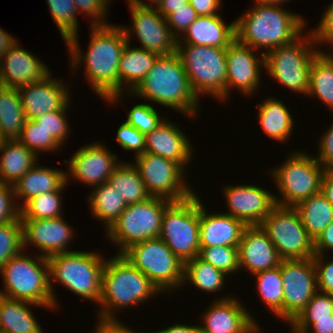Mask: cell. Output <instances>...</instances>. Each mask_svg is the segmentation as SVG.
Listing matches in <instances>:
<instances>
[{"label": "cell", "mask_w": 333, "mask_h": 333, "mask_svg": "<svg viewBox=\"0 0 333 333\" xmlns=\"http://www.w3.org/2000/svg\"><path fill=\"white\" fill-rule=\"evenodd\" d=\"M90 27L91 39L86 53L80 50L78 33L65 42L69 48L71 67L77 72L80 63L85 64L84 74L93 92L110 104H117L118 99L120 101L124 94L119 93L118 65L128 40L121 26L109 24Z\"/></svg>", "instance_id": "6da1fadb"}, {"label": "cell", "mask_w": 333, "mask_h": 333, "mask_svg": "<svg viewBox=\"0 0 333 333\" xmlns=\"http://www.w3.org/2000/svg\"><path fill=\"white\" fill-rule=\"evenodd\" d=\"M254 6L235 20V39L261 50L266 56L279 46L287 45L298 38L306 27L300 15L286 11L282 6L255 0Z\"/></svg>", "instance_id": "7a4b0ae2"}, {"label": "cell", "mask_w": 333, "mask_h": 333, "mask_svg": "<svg viewBox=\"0 0 333 333\" xmlns=\"http://www.w3.org/2000/svg\"><path fill=\"white\" fill-rule=\"evenodd\" d=\"M128 94L172 108L184 114V117L198 115L199 99L190 86L188 76L176 52L159 56L144 79Z\"/></svg>", "instance_id": "3957f363"}, {"label": "cell", "mask_w": 333, "mask_h": 333, "mask_svg": "<svg viewBox=\"0 0 333 333\" xmlns=\"http://www.w3.org/2000/svg\"><path fill=\"white\" fill-rule=\"evenodd\" d=\"M161 291L122 254L106 259L102 271L100 319H117L115 310L138 306Z\"/></svg>", "instance_id": "277c9868"}, {"label": "cell", "mask_w": 333, "mask_h": 333, "mask_svg": "<svg viewBox=\"0 0 333 333\" xmlns=\"http://www.w3.org/2000/svg\"><path fill=\"white\" fill-rule=\"evenodd\" d=\"M47 260L54 309L58 306V299L54 295L55 291L51 282L54 280L82 299L92 300L99 304L102 271L106 262L103 255L98 254L97 251H71L52 255Z\"/></svg>", "instance_id": "5b68a950"}, {"label": "cell", "mask_w": 333, "mask_h": 333, "mask_svg": "<svg viewBox=\"0 0 333 333\" xmlns=\"http://www.w3.org/2000/svg\"><path fill=\"white\" fill-rule=\"evenodd\" d=\"M31 259L22 251L10 258L0 270L3 291L0 295L9 299L28 301L46 307H54L49 284V263L40 255Z\"/></svg>", "instance_id": "8992f818"}, {"label": "cell", "mask_w": 333, "mask_h": 333, "mask_svg": "<svg viewBox=\"0 0 333 333\" xmlns=\"http://www.w3.org/2000/svg\"><path fill=\"white\" fill-rule=\"evenodd\" d=\"M226 51L227 48L214 46L177 44L176 53L198 99L206 94L225 102Z\"/></svg>", "instance_id": "52a82bcc"}, {"label": "cell", "mask_w": 333, "mask_h": 333, "mask_svg": "<svg viewBox=\"0 0 333 333\" xmlns=\"http://www.w3.org/2000/svg\"><path fill=\"white\" fill-rule=\"evenodd\" d=\"M304 33L305 31L293 42L270 51L265 56V70L282 86L307 95L311 63L321 50L316 49L318 45L311 31L303 35Z\"/></svg>", "instance_id": "ba28073f"}, {"label": "cell", "mask_w": 333, "mask_h": 333, "mask_svg": "<svg viewBox=\"0 0 333 333\" xmlns=\"http://www.w3.org/2000/svg\"><path fill=\"white\" fill-rule=\"evenodd\" d=\"M288 158L273 170L270 177L282 196L274 195L275 202L282 206L295 207L299 202L321 192L325 168L315 156L303 151H293Z\"/></svg>", "instance_id": "9c48e42d"}, {"label": "cell", "mask_w": 333, "mask_h": 333, "mask_svg": "<svg viewBox=\"0 0 333 333\" xmlns=\"http://www.w3.org/2000/svg\"><path fill=\"white\" fill-rule=\"evenodd\" d=\"M171 203L164 198L150 197L144 202L127 205L105 231L106 237L119 246L118 254L135 243L159 237L163 213Z\"/></svg>", "instance_id": "30bf717a"}, {"label": "cell", "mask_w": 333, "mask_h": 333, "mask_svg": "<svg viewBox=\"0 0 333 333\" xmlns=\"http://www.w3.org/2000/svg\"><path fill=\"white\" fill-rule=\"evenodd\" d=\"M122 255L149 278L161 292L183 286L184 263L160 238H150L127 248Z\"/></svg>", "instance_id": "8fae6325"}, {"label": "cell", "mask_w": 333, "mask_h": 333, "mask_svg": "<svg viewBox=\"0 0 333 333\" xmlns=\"http://www.w3.org/2000/svg\"><path fill=\"white\" fill-rule=\"evenodd\" d=\"M196 194L186 200L172 202L162 217L159 237L182 263L197 257L200 251V198Z\"/></svg>", "instance_id": "7c38bea8"}, {"label": "cell", "mask_w": 333, "mask_h": 333, "mask_svg": "<svg viewBox=\"0 0 333 333\" xmlns=\"http://www.w3.org/2000/svg\"><path fill=\"white\" fill-rule=\"evenodd\" d=\"M260 226L282 260L313 258L315 255L314 241L295 207L276 204Z\"/></svg>", "instance_id": "4fadbf2b"}, {"label": "cell", "mask_w": 333, "mask_h": 333, "mask_svg": "<svg viewBox=\"0 0 333 333\" xmlns=\"http://www.w3.org/2000/svg\"><path fill=\"white\" fill-rule=\"evenodd\" d=\"M134 165L151 197L180 202L195 194L185 181L186 170L172 160L145 152L135 157Z\"/></svg>", "instance_id": "5bb4252c"}, {"label": "cell", "mask_w": 333, "mask_h": 333, "mask_svg": "<svg viewBox=\"0 0 333 333\" xmlns=\"http://www.w3.org/2000/svg\"><path fill=\"white\" fill-rule=\"evenodd\" d=\"M283 321L291 323L318 291L317 272L313 258L282 260Z\"/></svg>", "instance_id": "9a60e30c"}, {"label": "cell", "mask_w": 333, "mask_h": 333, "mask_svg": "<svg viewBox=\"0 0 333 333\" xmlns=\"http://www.w3.org/2000/svg\"><path fill=\"white\" fill-rule=\"evenodd\" d=\"M133 23L123 27L128 41L137 36L139 48L156 53L159 56L171 55L176 52L177 38L172 34L164 18L155 7L128 4ZM133 29V30H132ZM135 33V34H134ZM134 34V35H131Z\"/></svg>", "instance_id": "2e32d148"}, {"label": "cell", "mask_w": 333, "mask_h": 333, "mask_svg": "<svg viewBox=\"0 0 333 333\" xmlns=\"http://www.w3.org/2000/svg\"><path fill=\"white\" fill-rule=\"evenodd\" d=\"M64 162L69 167V171H65L67 184L71 175L73 180L95 187L108 182L121 161L117 154L111 153L103 143L95 142L81 147L71 156L70 161Z\"/></svg>", "instance_id": "e0dca14e"}, {"label": "cell", "mask_w": 333, "mask_h": 333, "mask_svg": "<svg viewBox=\"0 0 333 333\" xmlns=\"http://www.w3.org/2000/svg\"><path fill=\"white\" fill-rule=\"evenodd\" d=\"M250 46L239 43L236 39L227 47L226 100L232 88L246 96L259 90L261 67L265 69V56L256 53ZM258 55V57H257Z\"/></svg>", "instance_id": "ac0fdd59"}, {"label": "cell", "mask_w": 333, "mask_h": 333, "mask_svg": "<svg viewBox=\"0 0 333 333\" xmlns=\"http://www.w3.org/2000/svg\"><path fill=\"white\" fill-rule=\"evenodd\" d=\"M201 333H258V322L238 299L225 296L214 299L203 313Z\"/></svg>", "instance_id": "d6986e66"}, {"label": "cell", "mask_w": 333, "mask_h": 333, "mask_svg": "<svg viewBox=\"0 0 333 333\" xmlns=\"http://www.w3.org/2000/svg\"><path fill=\"white\" fill-rule=\"evenodd\" d=\"M22 223L23 251L28 245L39 249L38 254L48 258L68 250L74 238L73 228L62 216L50 219H20ZM69 244V245H68Z\"/></svg>", "instance_id": "ffe728a7"}, {"label": "cell", "mask_w": 333, "mask_h": 333, "mask_svg": "<svg viewBox=\"0 0 333 333\" xmlns=\"http://www.w3.org/2000/svg\"><path fill=\"white\" fill-rule=\"evenodd\" d=\"M228 215L247 226L260 225L276 205L274 194L257 185H228L223 189Z\"/></svg>", "instance_id": "44dd1931"}, {"label": "cell", "mask_w": 333, "mask_h": 333, "mask_svg": "<svg viewBox=\"0 0 333 333\" xmlns=\"http://www.w3.org/2000/svg\"><path fill=\"white\" fill-rule=\"evenodd\" d=\"M48 75L40 82L18 87L26 119L34 120L51 111L65 109L70 105L67 84Z\"/></svg>", "instance_id": "7402d4cb"}, {"label": "cell", "mask_w": 333, "mask_h": 333, "mask_svg": "<svg viewBox=\"0 0 333 333\" xmlns=\"http://www.w3.org/2000/svg\"><path fill=\"white\" fill-rule=\"evenodd\" d=\"M31 51L23 49L16 43L0 58L1 86L18 88L30 83L44 80L50 71Z\"/></svg>", "instance_id": "603a6c76"}, {"label": "cell", "mask_w": 333, "mask_h": 333, "mask_svg": "<svg viewBox=\"0 0 333 333\" xmlns=\"http://www.w3.org/2000/svg\"><path fill=\"white\" fill-rule=\"evenodd\" d=\"M238 251L240 270L245 268L252 275L276 268L282 261L260 225L247 226L244 229Z\"/></svg>", "instance_id": "cb8c5ba5"}, {"label": "cell", "mask_w": 333, "mask_h": 333, "mask_svg": "<svg viewBox=\"0 0 333 333\" xmlns=\"http://www.w3.org/2000/svg\"><path fill=\"white\" fill-rule=\"evenodd\" d=\"M178 125L167 118L153 131L145 135V152L172 160L187 169L192 161V144Z\"/></svg>", "instance_id": "d4e9b609"}, {"label": "cell", "mask_w": 333, "mask_h": 333, "mask_svg": "<svg viewBox=\"0 0 333 333\" xmlns=\"http://www.w3.org/2000/svg\"><path fill=\"white\" fill-rule=\"evenodd\" d=\"M246 227L242 220L223 212L208 214L200 200V248L238 246Z\"/></svg>", "instance_id": "484cf974"}, {"label": "cell", "mask_w": 333, "mask_h": 333, "mask_svg": "<svg viewBox=\"0 0 333 333\" xmlns=\"http://www.w3.org/2000/svg\"><path fill=\"white\" fill-rule=\"evenodd\" d=\"M221 15L198 16L177 44L227 48L235 40V21L226 24Z\"/></svg>", "instance_id": "4316f807"}, {"label": "cell", "mask_w": 333, "mask_h": 333, "mask_svg": "<svg viewBox=\"0 0 333 333\" xmlns=\"http://www.w3.org/2000/svg\"><path fill=\"white\" fill-rule=\"evenodd\" d=\"M65 182V172L35 164L13 185L15 201L24 200L18 208L35 196L58 190Z\"/></svg>", "instance_id": "83f0119b"}, {"label": "cell", "mask_w": 333, "mask_h": 333, "mask_svg": "<svg viewBox=\"0 0 333 333\" xmlns=\"http://www.w3.org/2000/svg\"><path fill=\"white\" fill-rule=\"evenodd\" d=\"M130 43L128 41L124 46L118 65L119 93L124 91L125 94L131 93L139 85L159 57L158 54L148 50L133 48Z\"/></svg>", "instance_id": "f1b7e54d"}, {"label": "cell", "mask_w": 333, "mask_h": 333, "mask_svg": "<svg viewBox=\"0 0 333 333\" xmlns=\"http://www.w3.org/2000/svg\"><path fill=\"white\" fill-rule=\"evenodd\" d=\"M29 306L54 310V307L9 299L0 295V333H44Z\"/></svg>", "instance_id": "f546056e"}, {"label": "cell", "mask_w": 333, "mask_h": 333, "mask_svg": "<svg viewBox=\"0 0 333 333\" xmlns=\"http://www.w3.org/2000/svg\"><path fill=\"white\" fill-rule=\"evenodd\" d=\"M0 181L14 185L39 161V156L18 139L5 140L0 145Z\"/></svg>", "instance_id": "4dcf8cb0"}, {"label": "cell", "mask_w": 333, "mask_h": 333, "mask_svg": "<svg viewBox=\"0 0 333 333\" xmlns=\"http://www.w3.org/2000/svg\"><path fill=\"white\" fill-rule=\"evenodd\" d=\"M258 122L269 138L279 142H287L293 131L294 122L290 110L280 100L265 98L257 104ZM287 140V141H286Z\"/></svg>", "instance_id": "1f68e13d"}, {"label": "cell", "mask_w": 333, "mask_h": 333, "mask_svg": "<svg viewBox=\"0 0 333 333\" xmlns=\"http://www.w3.org/2000/svg\"><path fill=\"white\" fill-rule=\"evenodd\" d=\"M295 208L299 212L302 224L313 241L333 222V206L322 192L299 202Z\"/></svg>", "instance_id": "d6a6232c"}, {"label": "cell", "mask_w": 333, "mask_h": 333, "mask_svg": "<svg viewBox=\"0 0 333 333\" xmlns=\"http://www.w3.org/2000/svg\"><path fill=\"white\" fill-rule=\"evenodd\" d=\"M25 122L18 89L0 86V132L5 140L18 139Z\"/></svg>", "instance_id": "836d02e7"}, {"label": "cell", "mask_w": 333, "mask_h": 333, "mask_svg": "<svg viewBox=\"0 0 333 333\" xmlns=\"http://www.w3.org/2000/svg\"><path fill=\"white\" fill-rule=\"evenodd\" d=\"M95 187L88 196L90 211L97 220L104 222L107 231L125 210L127 204L108 182Z\"/></svg>", "instance_id": "e575fe53"}, {"label": "cell", "mask_w": 333, "mask_h": 333, "mask_svg": "<svg viewBox=\"0 0 333 333\" xmlns=\"http://www.w3.org/2000/svg\"><path fill=\"white\" fill-rule=\"evenodd\" d=\"M108 183L120 193L127 205L144 202L151 197L133 163L120 162L109 177Z\"/></svg>", "instance_id": "d590c367"}, {"label": "cell", "mask_w": 333, "mask_h": 333, "mask_svg": "<svg viewBox=\"0 0 333 333\" xmlns=\"http://www.w3.org/2000/svg\"><path fill=\"white\" fill-rule=\"evenodd\" d=\"M330 53V54H329ZM318 97L333 111V54L321 50L313 59L307 96Z\"/></svg>", "instance_id": "8d00e7d4"}, {"label": "cell", "mask_w": 333, "mask_h": 333, "mask_svg": "<svg viewBox=\"0 0 333 333\" xmlns=\"http://www.w3.org/2000/svg\"><path fill=\"white\" fill-rule=\"evenodd\" d=\"M224 272L218 270L210 263L201 260L198 256L184 263L183 285L187 282L205 293H219L224 289L226 280ZM186 281V282H185Z\"/></svg>", "instance_id": "74e56055"}, {"label": "cell", "mask_w": 333, "mask_h": 333, "mask_svg": "<svg viewBox=\"0 0 333 333\" xmlns=\"http://www.w3.org/2000/svg\"><path fill=\"white\" fill-rule=\"evenodd\" d=\"M256 287L268 310L283 320V282L280 265L276 268L259 272L255 275Z\"/></svg>", "instance_id": "f35d334b"}, {"label": "cell", "mask_w": 333, "mask_h": 333, "mask_svg": "<svg viewBox=\"0 0 333 333\" xmlns=\"http://www.w3.org/2000/svg\"><path fill=\"white\" fill-rule=\"evenodd\" d=\"M66 185L65 182L56 191L42 193L28 200L20 208V219H50L62 216L61 193H63Z\"/></svg>", "instance_id": "ab89813d"}, {"label": "cell", "mask_w": 333, "mask_h": 333, "mask_svg": "<svg viewBox=\"0 0 333 333\" xmlns=\"http://www.w3.org/2000/svg\"><path fill=\"white\" fill-rule=\"evenodd\" d=\"M64 42L78 32L77 10L73 0H46Z\"/></svg>", "instance_id": "60d3db41"}, {"label": "cell", "mask_w": 333, "mask_h": 333, "mask_svg": "<svg viewBox=\"0 0 333 333\" xmlns=\"http://www.w3.org/2000/svg\"><path fill=\"white\" fill-rule=\"evenodd\" d=\"M18 140L37 156L41 152L56 151L60 144L48 134L35 120L26 119L22 133Z\"/></svg>", "instance_id": "b9f144b4"}, {"label": "cell", "mask_w": 333, "mask_h": 333, "mask_svg": "<svg viewBox=\"0 0 333 333\" xmlns=\"http://www.w3.org/2000/svg\"><path fill=\"white\" fill-rule=\"evenodd\" d=\"M198 257L227 275L240 271L238 246L200 248Z\"/></svg>", "instance_id": "7bdbcfd3"}, {"label": "cell", "mask_w": 333, "mask_h": 333, "mask_svg": "<svg viewBox=\"0 0 333 333\" xmlns=\"http://www.w3.org/2000/svg\"><path fill=\"white\" fill-rule=\"evenodd\" d=\"M23 250L22 223L18 216L13 221L0 224V270L12 257Z\"/></svg>", "instance_id": "ee69618b"}, {"label": "cell", "mask_w": 333, "mask_h": 333, "mask_svg": "<svg viewBox=\"0 0 333 333\" xmlns=\"http://www.w3.org/2000/svg\"><path fill=\"white\" fill-rule=\"evenodd\" d=\"M165 118L160 117L151 104H136L128 111L126 122L143 134H148L159 126Z\"/></svg>", "instance_id": "f6af8a7d"}, {"label": "cell", "mask_w": 333, "mask_h": 333, "mask_svg": "<svg viewBox=\"0 0 333 333\" xmlns=\"http://www.w3.org/2000/svg\"><path fill=\"white\" fill-rule=\"evenodd\" d=\"M69 107L68 105L65 109L51 111L34 119L48 134L52 135L61 146L70 135V127L66 115Z\"/></svg>", "instance_id": "bcb514c9"}, {"label": "cell", "mask_w": 333, "mask_h": 333, "mask_svg": "<svg viewBox=\"0 0 333 333\" xmlns=\"http://www.w3.org/2000/svg\"><path fill=\"white\" fill-rule=\"evenodd\" d=\"M333 296L317 291L307 306L297 315L295 319H323L332 318Z\"/></svg>", "instance_id": "7dc6e473"}, {"label": "cell", "mask_w": 333, "mask_h": 333, "mask_svg": "<svg viewBox=\"0 0 333 333\" xmlns=\"http://www.w3.org/2000/svg\"><path fill=\"white\" fill-rule=\"evenodd\" d=\"M145 134L139 132L126 121L122 123L116 133V141L124 150L133 151L134 157L145 153Z\"/></svg>", "instance_id": "c3c4849f"}, {"label": "cell", "mask_w": 333, "mask_h": 333, "mask_svg": "<svg viewBox=\"0 0 333 333\" xmlns=\"http://www.w3.org/2000/svg\"><path fill=\"white\" fill-rule=\"evenodd\" d=\"M77 12L87 13L90 20L91 26H107L110 23L106 21L108 15L110 0H73Z\"/></svg>", "instance_id": "681fc988"}, {"label": "cell", "mask_w": 333, "mask_h": 333, "mask_svg": "<svg viewBox=\"0 0 333 333\" xmlns=\"http://www.w3.org/2000/svg\"><path fill=\"white\" fill-rule=\"evenodd\" d=\"M198 15L193 7L188 3L185 6L176 9L166 17L167 25L172 34L177 38L181 37L186 29L197 19ZM176 31V32H175Z\"/></svg>", "instance_id": "f907efd6"}, {"label": "cell", "mask_w": 333, "mask_h": 333, "mask_svg": "<svg viewBox=\"0 0 333 333\" xmlns=\"http://www.w3.org/2000/svg\"><path fill=\"white\" fill-rule=\"evenodd\" d=\"M18 205L14 198L13 185L0 181V224L13 221L20 215Z\"/></svg>", "instance_id": "816d5d0a"}, {"label": "cell", "mask_w": 333, "mask_h": 333, "mask_svg": "<svg viewBox=\"0 0 333 333\" xmlns=\"http://www.w3.org/2000/svg\"><path fill=\"white\" fill-rule=\"evenodd\" d=\"M325 255H314L313 261L315 263L317 272L318 291L330 294L333 296V260L327 262ZM326 260V261H325ZM325 261V262H324Z\"/></svg>", "instance_id": "f5cc1de1"}, {"label": "cell", "mask_w": 333, "mask_h": 333, "mask_svg": "<svg viewBox=\"0 0 333 333\" xmlns=\"http://www.w3.org/2000/svg\"><path fill=\"white\" fill-rule=\"evenodd\" d=\"M333 2V1H332ZM326 7L322 13V18L318 26L312 30L311 34L316 44L327 42L333 46V3Z\"/></svg>", "instance_id": "db71d44e"}, {"label": "cell", "mask_w": 333, "mask_h": 333, "mask_svg": "<svg viewBox=\"0 0 333 333\" xmlns=\"http://www.w3.org/2000/svg\"><path fill=\"white\" fill-rule=\"evenodd\" d=\"M290 326L303 333H333V314L332 318L294 319Z\"/></svg>", "instance_id": "11a10c76"}, {"label": "cell", "mask_w": 333, "mask_h": 333, "mask_svg": "<svg viewBox=\"0 0 333 333\" xmlns=\"http://www.w3.org/2000/svg\"><path fill=\"white\" fill-rule=\"evenodd\" d=\"M319 140V154L315 158L325 169H333V123Z\"/></svg>", "instance_id": "9f6ffc18"}, {"label": "cell", "mask_w": 333, "mask_h": 333, "mask_svg": "<svg viewBox=\"0 0 333 333\" xmlns=\"http://www.w3.org/2000/svg\"><path fill=\"white\" fill-rule=\"evenodd\" d=\"M96 323L97 325L94 333H137L138 332L136 330H133V328L128 327V325H125L124 323L120 322L118 319L98 318Z\"/></svg>", "instance_id": "6f0895ef"}, {"label": "cell", "mask_w": 333, "mask_h": 333, "mask_svg": "<svg viewBox=\"0 0 333 333\" xmlns=\"http://www.w3.org/2000/svg\"><path fill=\"white\" fill-rule=\"evenodd\" d=\"M222 0H189L198 16L218 15Z\"/></svg>", "instance_id": "680465c9"}, {"label": "cell", "mask_w": 333, "mask_h": 333, "mask_svg": "<svg viewBox=\"0 0 333 333\" xmlns=\"http://www.w3.org/2000/svg\"><path fill=\"white\" fill-rule=\"evenodd\" d=\"M327 250L333 251V222L314 241L315 255H324Z\"/></svg>", "instance_id": "91938a15"}, {"label": "cell", "mask_w": 333, "mask_h": 333, "mask_svg": "<svg viewBox=\"0 0 333 333\" xmlns=\"http://www.w3.org/2000/svg\"><path fill=\"white\" fill-rule=\"evenodd\" d=\"M188 3L189 0H160L155 8L164 18H166L176 9H179Z\"/></svg>", "instance_id": "94428289"}, {"label": "cell", "mask_w": 333, "mask_h": 333, "mask_svg": "<svg viewBox=\"0 0 333 333\" xmlns=\"http://www.w3.org/2000/svg\"><path fill=\"white\" fill-rule=\"evenodd\" d=\"M321 192L333 206V169H325L321 181Z\"/></svg>", "instance_id": "6125c7cd"}, {"label": "cell", "mask_w": 333, "mask_h": 333, "mask_svg": "<svg viewBox=\"0 0 333 333\" xmlns=\"http://www.w3.org/2000/svg\"><path fill=\"white\" fill-rule=\"evenodd\" d=\"M147 333H201V330L199 325L190 326L185 323L184 324L176 323L162 330L155 332H147Z\"/></svg>", "instance_id": "be15d7a7"}, {"label": "cell", "mask_w": 333, "mask_h": 333, "mask_svg": "<svg viewBox=\"0 0 333 333\" xmlns=\"http://www.w3.org/2000/svg\"><path fill=\"white\" fill-rule=\"evenodd\" d=\"M16 38H14L8 32H5L3 28L0 27V58L4 56L7 51L16 43Z\"/></svg>", "instance_id": "e7e4bbea"}, {"label": "cell", "mask_w": 333, "mask_h": 333, "mask_svg": "<svg viewBox=\"0 0 333 333\" xmlns=\"http://www.w3.org/2000/svg\"><path fill=\"white\" fill-rule=\"evenodd\" d=\"M128 4H133L136 6H150V7H155L160 0H146L150 2V5L147 4V2H144L143 0H127ZM153 4V5H152Z\"/></svg>", "instance_id": "03108f58"}, {"label": "cell", "mask_w": 333, "mask_h": 333, "mask_svg": "<svg viewBox=\"0 0 333 333\" xmlns=\"http://www.w3.org/2000/svg\"><path fill=\"white\" fill-rule=\"evenodd\" d=\"M258 1L267 3V4L282 6V5H284L283 3L287 2V1L289 2L290 0H258Z\"/></svg>", "instance_id": "003e7915"}, {"label": "cell", "mask_w": 333, "mask_h": 333, "mask_svg": "<svg viewBox=\"0 0 333 333\" xmlns=\"http://www.w3.org/2000/svg\"><path fill=\"white\" fill-rule=\"evenodd\" d=\"M5 141V138L3 137L2 133L0 132V145Z\"/></svg>", "instance_id": "a7ac6f4b"}, {"label": "cell", "mask_w": 333, "mask_h": 333, "mask_svg": "<svg viewBox=\"0 0 333 333\" xmlns=\"http://www.w3.org/2000/svg\"><path fill=\"white\" fill-rule=\"evenodd\" d=\"M291 331L293 332V333H303V332H300V331H298V330H296L294 327H292L291 326Z\"/></svg>", "instance_id": "89a4df30"}]
</instances>
